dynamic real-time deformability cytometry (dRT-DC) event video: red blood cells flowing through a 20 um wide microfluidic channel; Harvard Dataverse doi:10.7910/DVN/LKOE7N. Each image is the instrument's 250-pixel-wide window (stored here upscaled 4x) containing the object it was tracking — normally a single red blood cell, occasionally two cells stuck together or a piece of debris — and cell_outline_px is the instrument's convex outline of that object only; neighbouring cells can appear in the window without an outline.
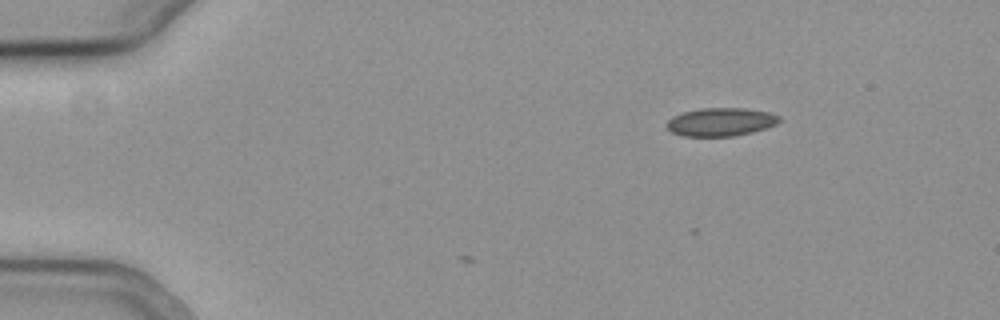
{"species": "common noctule bat (a hibernating species)", "species_latin": "Nyctalus noctula", "temperature_condition": "cold", "stored_images_in_passage": 4, "camera_frame_rate_fps": 3000, "um_per_image_px": 0.085, "animal": {"sex": "female", "body_mass_g": 19.3, "forearm_length_mm": 54.1}, "frame": {"image": 1, "passage_image": 1, "time_ms": 0.0, "image_size_px": [1000, 320], "cell_outline_px": [[780, 120], [776, 124], [752, 132], [732, 136], [680, 136], [672, 132], [668, 128], [668, 120], [672, 116], [684, 112], [700, 108], [744, 108], [768, 112], [780, 116]], "centroid_in_image_um": [61.25, 10.36], "position_along_channel_um": 23.7, "area_um2": 18.38}}